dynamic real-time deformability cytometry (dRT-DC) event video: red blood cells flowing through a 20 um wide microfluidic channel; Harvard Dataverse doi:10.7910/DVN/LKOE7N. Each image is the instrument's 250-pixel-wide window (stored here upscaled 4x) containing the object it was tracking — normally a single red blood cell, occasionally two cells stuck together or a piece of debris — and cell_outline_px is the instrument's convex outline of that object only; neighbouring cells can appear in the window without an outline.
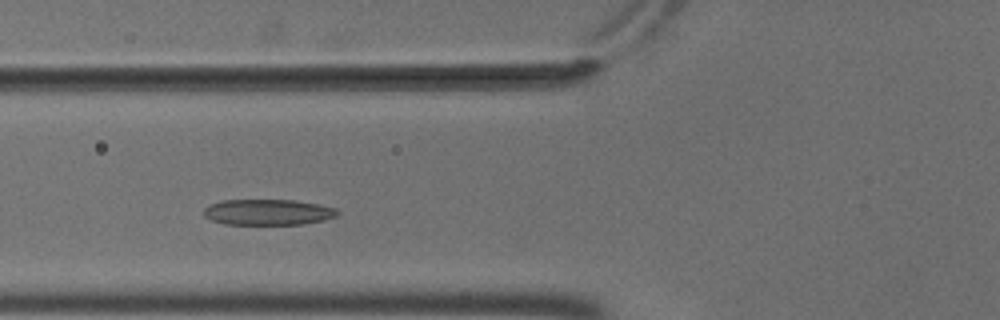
{"species": "common noctule bat (a hibernating species)", "species_latin": "Nyctalus noctula", "temperature_condition": "cold", "stored_images_in_passage": 4, "camera_frame_rate_fps": 3000, "um_per_image_px": 0.085, "animal": {"sex": "male", "body_mass_g": 18.8}, "frame": {"image": 1, "passage_image": 3, "time_ms": 0.667, "image_size_px": [1000, 320], "cell_outline_px": [[340, 212], [336, 216], [324, 220], [304, 224], [224, 224], [212, 220], [204, 216], [204, 208], [212, 204], [224, 200], [296, 200], [320, 204], [336, 208]], "centroid_in_image_um": [22.82, 18.03], "position_along_channel_um": 103.0, "area_um2": 20.11}}
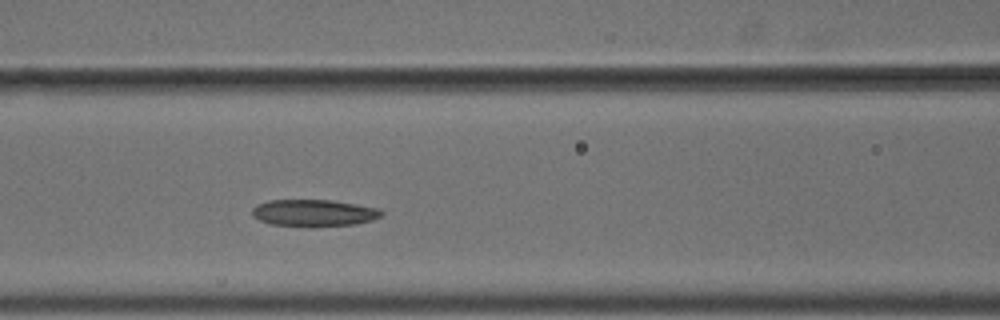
{"frame": {"image": 2, "passage_image": 4, "time_ms": 1.0, "image_size_px": [1000, 320], "cell_outline_px": [[384, 212], [380, 216], [372, 220], [352, 224], [272, 224], [260, 220], [252, 216], [252, 208], [256, 204], [268, 200], [332, 200], [380, 208]], "centroid_in_image_um": [26.67, 18.04], "position_along_channel_um": 139.9, "area_um2": 19.42}}